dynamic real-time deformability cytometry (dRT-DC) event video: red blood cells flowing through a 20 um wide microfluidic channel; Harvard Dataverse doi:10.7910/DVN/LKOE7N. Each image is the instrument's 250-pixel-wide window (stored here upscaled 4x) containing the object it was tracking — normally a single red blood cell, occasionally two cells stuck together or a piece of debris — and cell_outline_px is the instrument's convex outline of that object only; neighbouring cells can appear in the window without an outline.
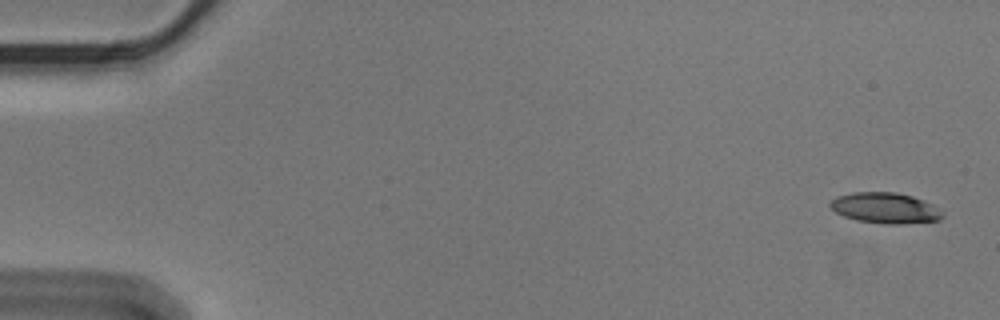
{"species": "Egyptian fruit bat (a non-hibernating species)", "species_latin": "Rousettus aegyptiacus", "temperature_condition": "cold", "stored_images_in_passage": 56, "camera_frame_rate_fps": 3000, "um_per_image_px": 0.085, "animal": {"sex": "male"}, "frame": {"image": 1, "passage_image": 2, "time_ms": 0.333, "image_size_px": [1000, 320], "cell_outline_px": [[944, 216], [940, 220], [904, 224], [884, 224], [856, 220], [844, 216], [836, 212], [828, 204], [836, 196], [852, 192], [896, 192], [912, 196], [924, 200], [932, 204], [944, 212]], "centroid_in_image_um": [75.27, 17.68], "position_along_channel_um": 9.7, "area_um2": 20.29}}
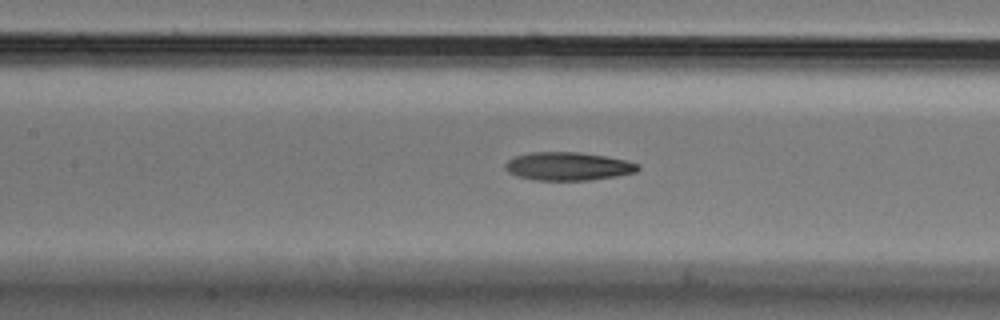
{"frame": {"image": 2, "passage_image": 26, "time_ms": 8.333, "image_size_px": [1000, 320], "cell_outline_px": [[640, 168], [636, 172], [616, 176], [588, 180], [532, 180], [516, 176], [508, 172], [504, 168], [504, 164], [508, 160], [516, 156], [528, 152], [580, 152], [604, 156], [624, 160], [640, 164]], "centroid_in_image_um": [48.25, 14.13], "position_along_channel_um": 159.2, "area_um2": 21.91}}
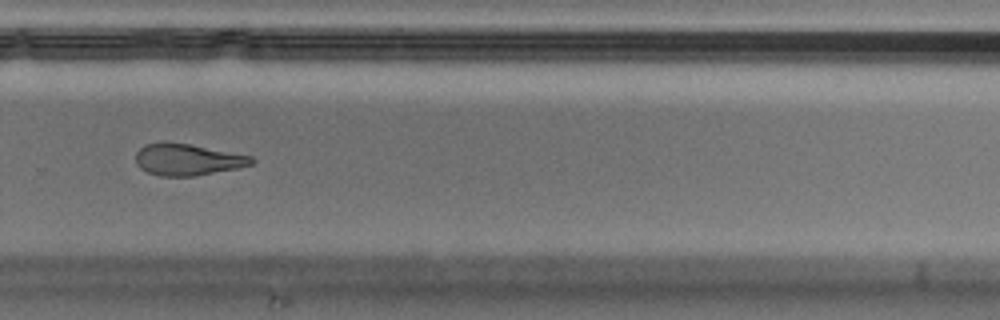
{"frame": {"image": 3, "passage_image": 39, "time_ms": 12.667, "image_size_px": [1000, 320], "cell_outline_px": [[256, 160], [252, 164], [236, 168], [196, 176], [160, 176], [148, 172], [140, 168], [136, 164], [136, 152], [144, 144], [164, 140], [188, 144], [252, 156]], "centroid_in_image_um": [15.89, 13.55], "position_along_channel_um": 313.9, "area_um2": 21.44}, "authors_computed_cell_mechanics": {"area_um2": 21.8484, "velocity_mm_per_s": 3.5821, "shape_relaxation_time_tau1_ms": null, "shape_relaxation_time_tau2_ms": 9.6147, "deformation_change_tau1": null, "deformation_change_tau2": 0.228}}